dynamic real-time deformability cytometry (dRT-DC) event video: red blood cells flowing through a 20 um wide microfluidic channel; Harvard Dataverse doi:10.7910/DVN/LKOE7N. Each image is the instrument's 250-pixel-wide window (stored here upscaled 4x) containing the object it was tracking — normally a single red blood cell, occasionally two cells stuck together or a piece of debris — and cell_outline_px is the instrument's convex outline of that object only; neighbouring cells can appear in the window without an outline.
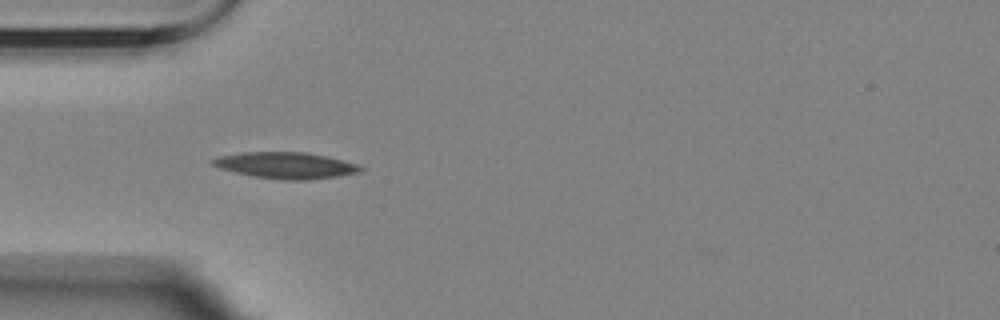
{"species": "Egyptian fruit bat (a non-hibernating species)", "species_latin": "Rousettus aegyptiacus", "temperature_condition": "room temperature", "stored_images_in_passage": 5, "camera_frame_rate_fps": 3000, "um_per_image_px": 0.085, "animal": {"sex": "female"}, "frame": {"image": 1, "passage_image": 4, "time_ms": 3.667, "image_size_px": [1000, 320], "cell_outline_px": [[364, 168], [360, 172], [336, 176], [308, 180], [284, 180], [252, 176], [220, 168], [212, 164], [212, 160], [220, 156], [244, 152], [308, 152], [328, 156], [360, 164]], "centroid_in_image_um": [24.36, 14.05], "position_along_channel_um": 60.6, "area_um2": 22.66}}
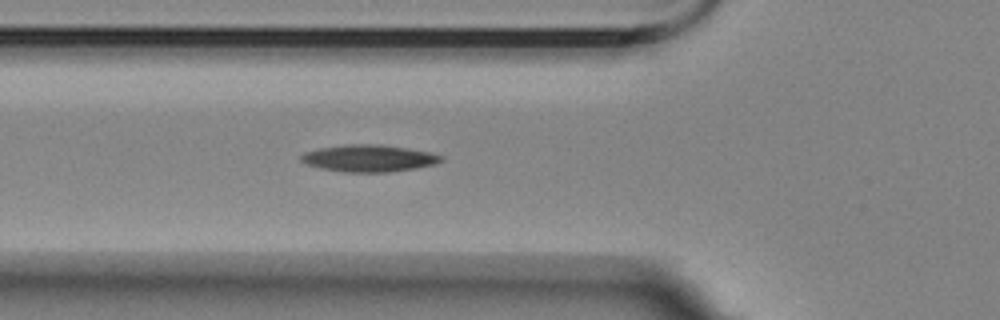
{"frame": {"image": 2, "passage_image": 5, "time_ms": 4.667, "image_size_px": [1000, 320], "cell_outline_px": [[444, 160], [436, 164], [416, 168], [388, 172], [344, 172], [320, 168], [308, 164], [300, 160], [300, 156], [304, 152], [320, 148], [348, 144], [380, 144], [408, 148], [428, 152], [444, 156]], "centroid_in_image_um": [31.38, 13.45], "position_along_channel_um": 94.4, "area_um2": 22.02}}